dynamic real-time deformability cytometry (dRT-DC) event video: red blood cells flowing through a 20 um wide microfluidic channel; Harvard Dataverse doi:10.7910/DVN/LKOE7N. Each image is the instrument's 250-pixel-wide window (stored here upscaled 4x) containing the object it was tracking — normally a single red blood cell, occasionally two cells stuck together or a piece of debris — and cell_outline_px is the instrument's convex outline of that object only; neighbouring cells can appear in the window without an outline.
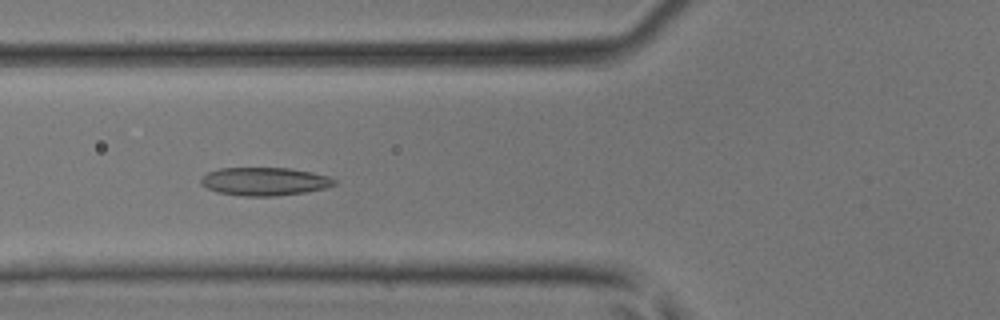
{"species": "common noctule bat (a hibernating species)", "species_latin": "Nyctalus noctula", "temperature_condition": "room temperature", "stored_images_in_passage": 26, "camera_frame_rate_fps": 3000, "um_per_image_px": 0.085, "animal": {"sex": "male", "body_mass_g": 17.9, "forearm_length_mm": 54.2}, "frame": {"image": 1, "passage_image": 8, "time_ms": 2.333, "image_size_px": [1000, 320], "cell_outline_px": [[336, 184], [324, 188], [304, 192], [276, 196], [244, 196], [216, 192], [200, 184], [200, 180], [208, 172], [220, 168], [288, 168], [312, 172], [328, 176], [336, 180]], "centroid_in_image_um": [22.47, 15.42], "position_along_channel_um": 103.3, "area_um2": 21.79}}
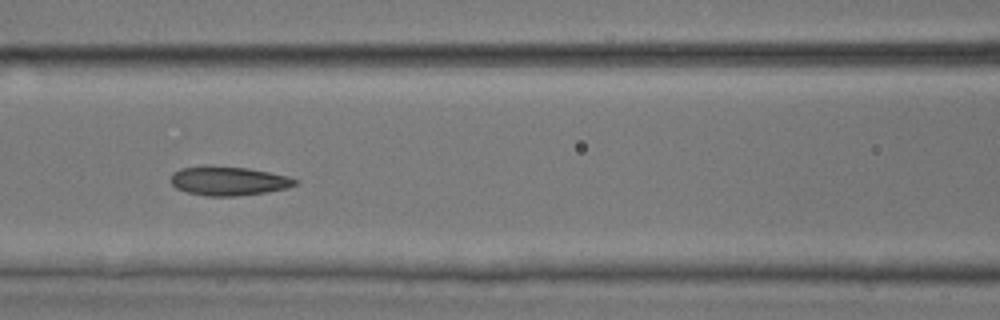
{"frame": {"image": 2, "passage_image": 11, "time_ms": 3.333, "image_size_px": [1000, 320], "cell_outline_px": [[300, 180], [296, 184], [288, 188], [268, 192], [236, 196], [208, 196], [188, 192], [176, 188], [172, 184], [172, 172], [180, 168], [208, 164], [248, 168], [288, 176]], "centroid_in_image_um": [19.43, 15.36], "position_along_channel_um": 147.2, "area_um2": 21.33}}